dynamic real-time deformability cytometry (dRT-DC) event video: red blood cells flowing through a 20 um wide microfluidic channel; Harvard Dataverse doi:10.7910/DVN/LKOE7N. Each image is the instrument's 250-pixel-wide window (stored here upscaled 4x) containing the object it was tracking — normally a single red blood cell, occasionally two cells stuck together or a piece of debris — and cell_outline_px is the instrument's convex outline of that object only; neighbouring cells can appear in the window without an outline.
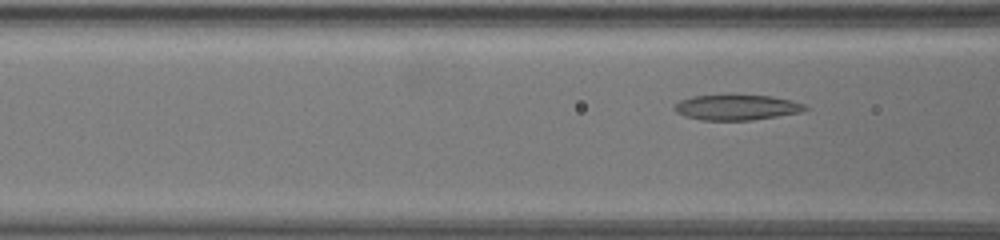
{"species": "common noctule bat (a hibernating species)", "species_latin": "Nyctalus noctula", "temperature_condition": "warm", "stored_images_in_passage": 18, "camera_frame_rate_fps": 3000, "um_per_image_px": 0.085, "animal": {"sex": "female", "body_mass_g": 19.5, "forearm_length_mm": 54.1}, "frame": {"image": 1, "passage_image": 16, "time_ms": 5.0, "image_size_px": [1000, 240], "cell_outline_px": [[808, 108], [800, 112], [752, 120], [700, 120], [684, 116], [676, 112], [672, 108], [680, 100], [692, 96], [772, 96], [792, 100], [804, 104]], "centroid_in_image_um": [62.59, 9.14], "position_along_channel_um": 104.0, "area_um2": 19.02}}